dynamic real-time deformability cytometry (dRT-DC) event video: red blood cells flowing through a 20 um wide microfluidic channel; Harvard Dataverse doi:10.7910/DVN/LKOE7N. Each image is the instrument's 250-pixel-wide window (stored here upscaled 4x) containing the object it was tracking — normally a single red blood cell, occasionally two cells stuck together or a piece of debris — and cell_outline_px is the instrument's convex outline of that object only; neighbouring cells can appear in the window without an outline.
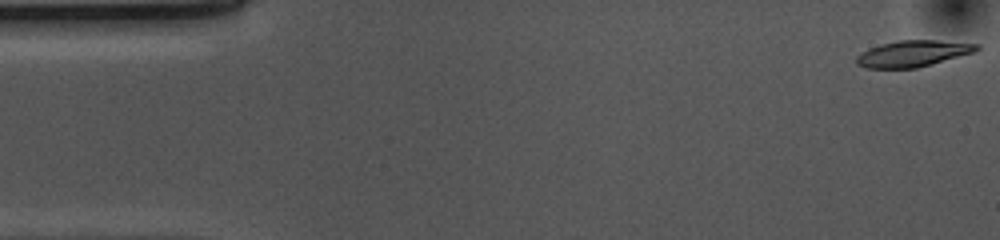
{"species": "common noctule bat (a hibernating species)", "species_latin": "Nyctalus noctula", "temperature_condition": "cold", "stored_images_in_passage": 53, "camera_frame_rate_fps": 3000, "um_per_image_px": 0.085, "animal": {"sex": "female", "body_mass_g": 10.0, "forearm_length_mm": 53.1}, "frame": {"image": 1, "passage_image": 1, "time_ms": 0.0, "image_size_px": [1000, 240], "cell_outline_px": [[980, 48], [976, 52], [932, 64], [916, 68], [868, 68], [856, 64], [856, 56], [868, 48], [880, 44], [900, 40], [936, 40], [980, 44]], "centroid_in_image_um": [77.61, 4.55], "position_along_channel_um": 7.4, "area_um2": 18.5}}
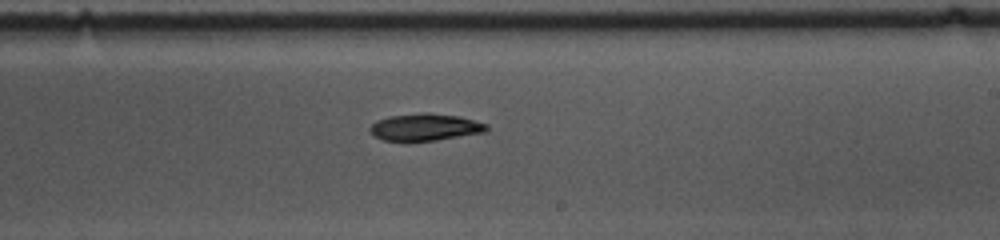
{"frame": {"image": 2, "passage_image": 30, "time_ms": 9.667, "image_size_px": [1000, 240], "cell_outline_px": [[488, 128], [484, 132], [436, 140], [384, 140], [368, 132], [368, 128], [376, 120], [388, 116], [424, 112], [428, 112], [460, 116], [488, 124]], "centroid_in_image_um": [36.12, 10.78], "position_along_channel_um": 252.9, "area_um2": 18.32}}
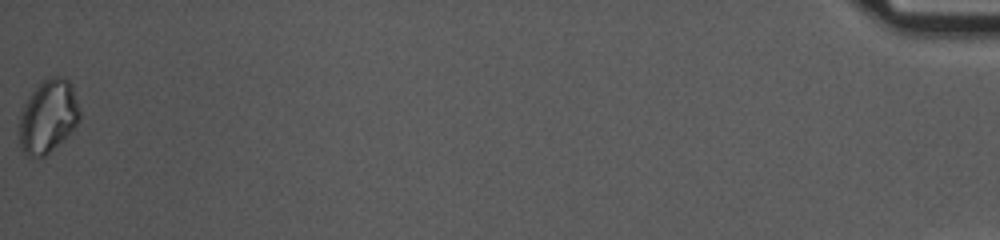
{"frame": {"image": 3, "passage_image": 53, "time_ms": 17.333, "image_size_px": [1000, 240], "cell_outline_px": [[80, 120], [44, 156], [28, 156], [20, 148], [20, 112], [24, 104], [32, 92], [44, 80], [52, 76], [64, 76], [72, 84], [80, 108]], "centroid_in_image_um": [4.09, 9.84], "position_along_channel_um": 431.1, "area_um2": 25.2}, "authors_computed_cell_mechanics": {"area_um2": 18.9584, "velocity_mm_per_s": 3.7055, "shape_relaxation_time_tau1_ms": 4.4757, "shape_relaxation_time_tau2_ms": null, "deformation_change_tau1": 0.1163, "deformation_change_tau2": null}}